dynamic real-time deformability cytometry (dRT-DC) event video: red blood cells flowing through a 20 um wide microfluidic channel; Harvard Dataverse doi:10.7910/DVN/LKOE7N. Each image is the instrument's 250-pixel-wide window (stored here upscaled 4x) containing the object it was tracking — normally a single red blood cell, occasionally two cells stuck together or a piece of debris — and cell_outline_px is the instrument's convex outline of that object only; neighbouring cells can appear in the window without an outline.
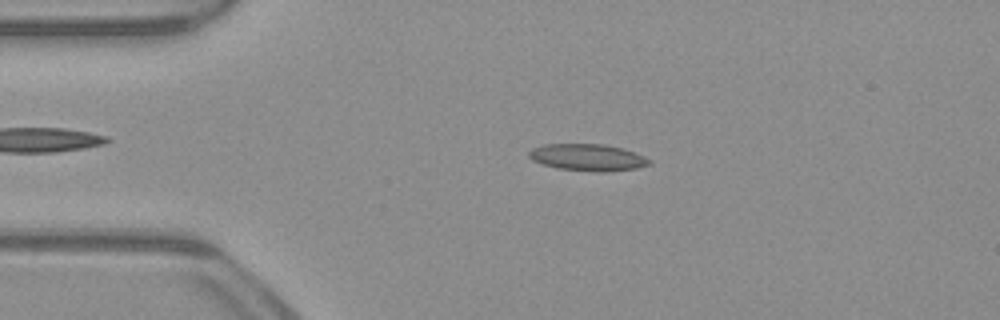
{"species": "common noctule bat (a hibernating species)", "species_latin": "Nyctalus noctula", "temperature_condition": "warm", "stored_images_in_passage": 51, "camera_frame_rate_fps": 3000, "um_per_image_px": 0.085, "animal": {"sex": "male", "body_mass_g": 23.1, "forearm_length_mm": 52.7}, "frame": {"image": 1, "passage_image": 10, "time_ms": 3.0, "image_size_px": [1000, 320], "cell_outline_px": [[652, 164], [636, 168], [604, 172], [596, 172], [556, 168], [540, 164], [532, 160], [528, 156], [528, 152], [532, 148], [544, 144], [604, 144], [620, 148], [644, 156], [652, 160]], "centroid_in_image_um": [49.92, 13.38], "position_along_channel_um": 35.1, "area_um2": 18.9}}
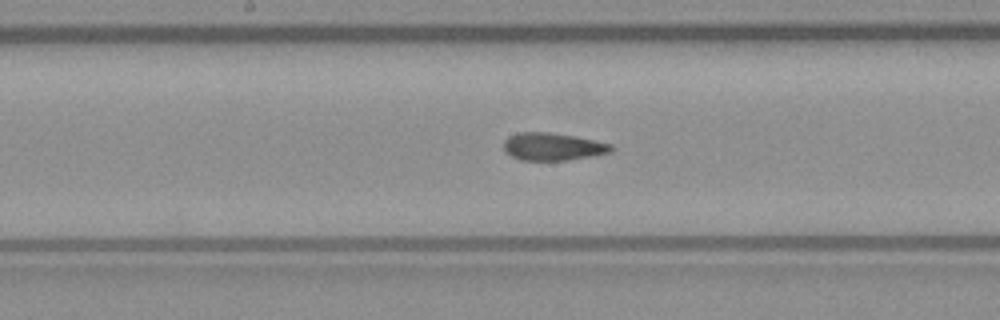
{"frame": {"image": 2, "passage_image": 25, "time_ms": 8.0, "image_size_px": [1000, 320], "cell_outline_px": [[616, 148], [612, 152], [592, 156], [568, 160], [520, 160], [512, 156], [504, 148], [504, 140], [508, 136], [520, 132], [552, 132], [576, 136], [612, 144]], "centroid_in_image_um": [47.03, 12.45], "position_along_channel_um": 201.2, "area_um2": 17.4}}
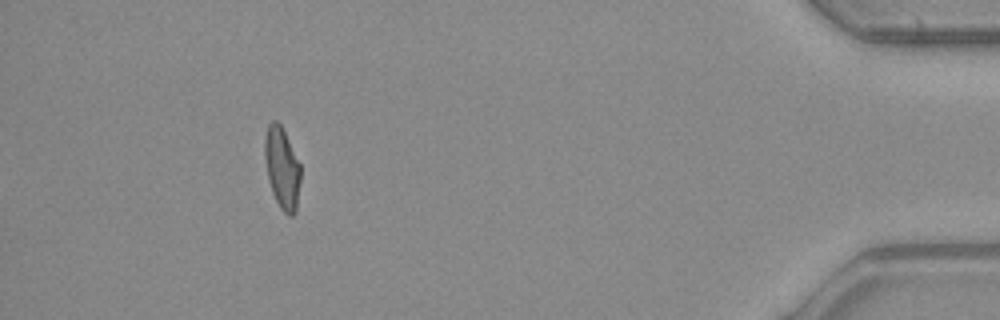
{"frame": {"image": 3, "passage_image": 46, "time_ms": 15.0, "image_size_px": [1000, 320], "cell_outline_px": [[300, 180], [296, 212], [292, 216], [288, 216], [280, 208], [272, 192], [268, 180], [264, 156], [264, 140], [268, 124], [272, 120], [276, 120], [280, 124], [300, 164]], "centroid_in_image_um": [23.96, 14.3], "position_along_channel_um": 411.2, "area_um2": 16.99}, "authors_computed_cell_mechanics": {"area_um2": 17.7446, "velocity_mm_per_s": 3.9765, "shape_relaxation_time_tau1_ms": 8.945, "shape_relaxation_time_tau2_ms": 2.0451, "deformation_change_tau1": 0.2281, "deformation_change_tau2": 0.0857}}